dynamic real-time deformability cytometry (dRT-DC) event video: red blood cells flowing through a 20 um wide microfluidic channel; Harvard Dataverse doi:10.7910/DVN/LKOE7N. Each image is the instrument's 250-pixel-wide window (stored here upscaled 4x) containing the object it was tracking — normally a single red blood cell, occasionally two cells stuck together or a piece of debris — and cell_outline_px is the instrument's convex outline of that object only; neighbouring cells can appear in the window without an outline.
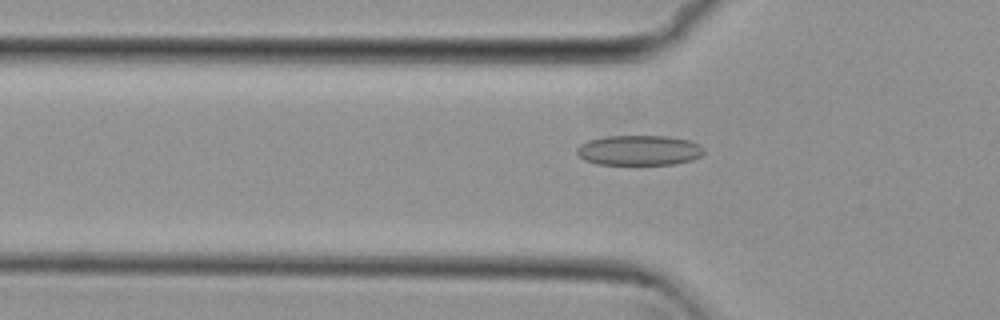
{"species": "common noctule bat (a hibernating species)", "species_latin": "Nyctalus noctula", "temperature_condition": "cold", "stored_images_in_passage": 42, "camera_frame_rate_fps": 3000, "um_per_image_px": 0.085, "animal": {"sex": "female", "body_mass_g": 29.2, "forearm_length_mm": 56.3}, "frame": {"image": 1, "passage_image": 10, "time_ms": 3.0, "image_size_px": [1000, 320], "cell_outline_px": [[704, 152], [700, 156], [692, 160], [672, 164], [596, 164], [584, 160], [576, 152], [576, 148], [580, 144], [588, 140], [604, 136], [668, 136], [688, 140], [700, 144], [704, 148]], "centroid_in_image_um": [54.31, 12.77], "position_along_channel_um": 71.5, "area_um2": 22.37}}
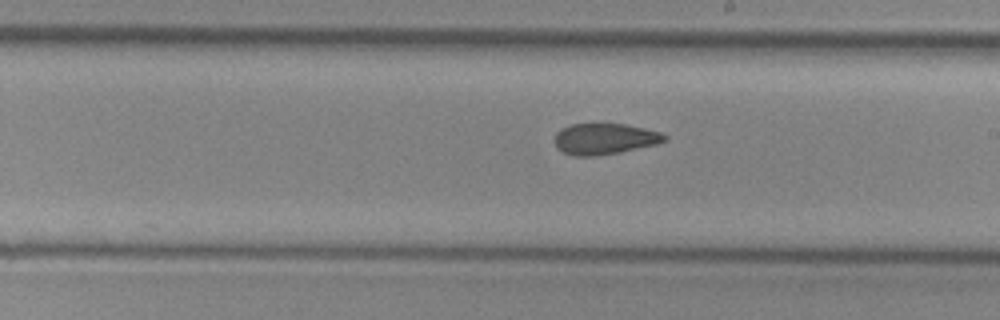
{"frame": {"image": 2, "passage_image": 23, "time_ms": 7.333, "image_size_px": [1000, 320], "cell_outline_px": [[668, 140], [656, 144], [620, 152], [596, 156], [572, 156], [556, 148], [552, 140], [556, 132], [560, 128], [572, 124], [624, 124], [664, 132], [668, 136]], "centroid_in_image_um": [51.37, 11.8], "position_along_channel_um": 237.6, "area_um2": 20.23}}
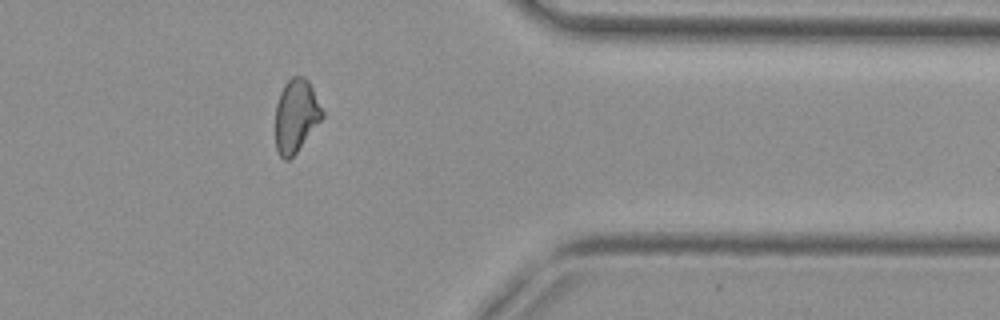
{"frame": {"image": 3, "passage_image": 36, "time_ms": 11.667, "image_size_px": [1000, 320], "cell_outline_px": [[324, 116], [296, 152], [288, 160], [284, 160], [280, 156], [276, 148], [276, 104], [280, 92], [284, 84], [292, 76], [304, 76], [308, 80], [324, 112]], "centroid_in_image_um": [25.15, 9.82], "position_along_channel_um": 386.2, "area_um2": 19.77}, "authors_computed_cell_mechanics": {"area_um2": 20.6924, "velocity_mm_per_s": 3.82, "shape_relaxation_time_tau1_ms": null, "shape_relaxation_time_tau2_ms": 2.4503, "deformation_change_tau1": null, "deformation_change_tau2": 0.094}}